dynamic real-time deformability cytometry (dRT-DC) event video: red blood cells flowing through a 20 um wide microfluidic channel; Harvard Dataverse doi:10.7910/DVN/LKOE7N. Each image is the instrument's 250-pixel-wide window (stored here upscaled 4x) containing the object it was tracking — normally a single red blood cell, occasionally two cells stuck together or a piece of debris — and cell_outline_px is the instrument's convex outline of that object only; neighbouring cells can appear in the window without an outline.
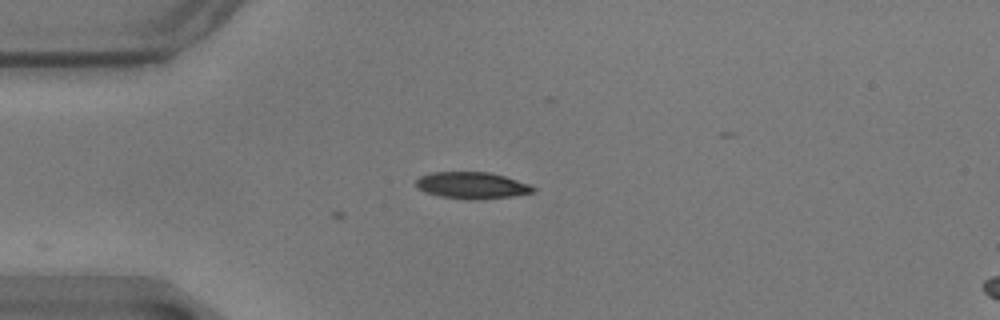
{"species": "common noctule bat (a hibernating species)", "species_latin": "Nyctalus noctula", "temperature_condition": "warm", "stored_images_in_passage": 2, "camera_frame_rate_fps": 3000, "um_per_image_px": 0.085, "animal": {"sex": "male", "body_mass_g": 17.9}, "frame": {"image": 1, "passage_image": 2, "time_ms": 0.333, "image_size_px": [1000, 320], "cell_outline_px": [[536, 192], [512, 196], [476, 200], [472, 200], [440, 196], [424, 192], [416, 188], [416, 180], [420, 176], [432, 172], [488, 172], [504, 176], [532, 184], [536, 188]], "centroid_in_image_um": [40.14, 15.76], "position_along_channel_um": 44.9, "area_um2": 18.38}}